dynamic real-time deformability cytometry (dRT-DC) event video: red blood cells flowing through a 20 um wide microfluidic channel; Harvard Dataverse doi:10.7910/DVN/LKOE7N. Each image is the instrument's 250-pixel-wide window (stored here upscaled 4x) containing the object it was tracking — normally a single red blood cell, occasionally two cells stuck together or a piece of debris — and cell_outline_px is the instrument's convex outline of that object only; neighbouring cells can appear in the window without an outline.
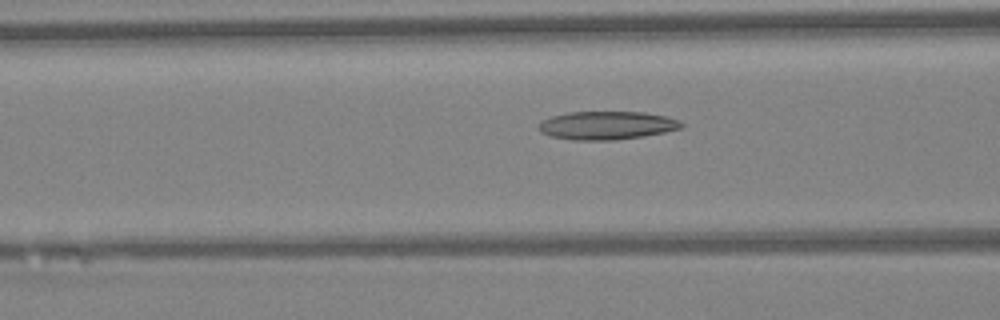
{"species": "Egyptian fruit bat (a non-hibernating species)", "species_latin": "Rousettus aegyptiacus", "temperature_condition": "warm", "stored_images_in_passage": 29, "camera_frame_rate_fps": 3000, "um_per_image_px": 0.085, "animal": {"sex": "female"}, "frame": {"image": 1, "passage_image": 6, "time_ms": 1.667, "image_size_px": [1000, 320], "cell_outline_px": [[684, 124], [680, 128], [664, 132], [644, 136], [612, 140], [572, 140], [548, 136], [540, 132], [536, 128], [540, 120], [552, 116], [568, 112], [644, 112], [668, 116], [680, 120]], "centroid_in_image_um": [51.53, 10.66], "position_along_channel_um": 115.1, "area_um2": 23.81}}
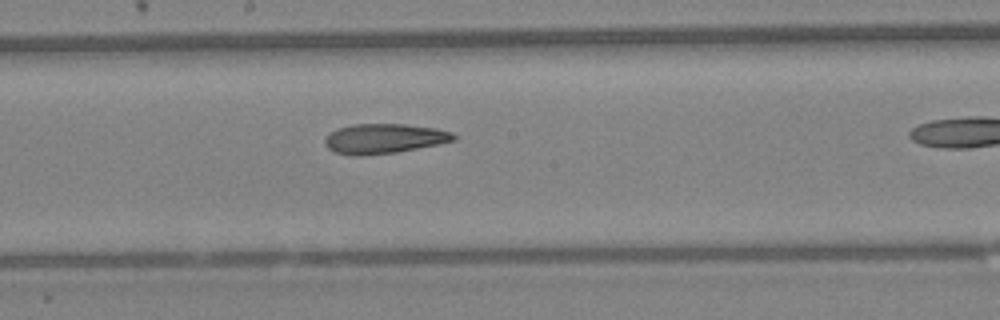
{"frame": {"image": 2, "passage_image": 13, "time_ms": 4.0, "image_size_px": [1000, 320], "cell_outline_px": [[456, 140], [396, 152], [364, 156], [352, 156], [336, 152], [328, 148], [324, 144], [324, 140], [336, 128], [352, 124], [404, 124], [436, 128], [452, 132], [456, 136]], "centroid_in_image_um": [32.62, 11.78], "position_along_channel_um": 215.6, "area_um2": 22.31}}
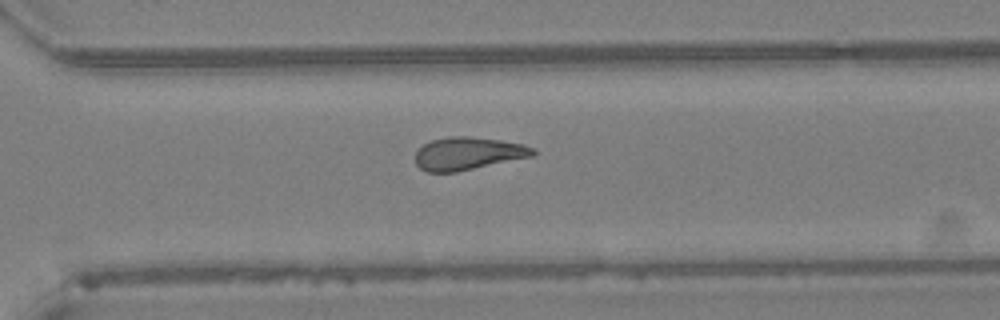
{"frame": {"image": 3, "passage_image": 21, "time_ms": 6.667, "image_size_px": [1000, 320], "cell_outline_px": [[536, 152], [532, 156], [456, 172], [428, 172], [420, 168], [416, 164], [416, 152], [424, 144], [432, 140], [452, 136], [468, 136], [500, 140], [524, 144], [532, 148]], "centroid_in_image_um": [39.77, 13.05], "position_along_channel_um": 330.8, "area_um2": 22.2}, "authors_computed_cell_mechanics": {"area_um2": 21.964, "velocity_mm_per_s": 4.3282, "shape_relaxation_time_tau1_ms": null, "shape_relaxation_time_tau2_ms": 6.4986, "deformation_change_tau1": null, "deformation_change_tau2": 0.1926}}